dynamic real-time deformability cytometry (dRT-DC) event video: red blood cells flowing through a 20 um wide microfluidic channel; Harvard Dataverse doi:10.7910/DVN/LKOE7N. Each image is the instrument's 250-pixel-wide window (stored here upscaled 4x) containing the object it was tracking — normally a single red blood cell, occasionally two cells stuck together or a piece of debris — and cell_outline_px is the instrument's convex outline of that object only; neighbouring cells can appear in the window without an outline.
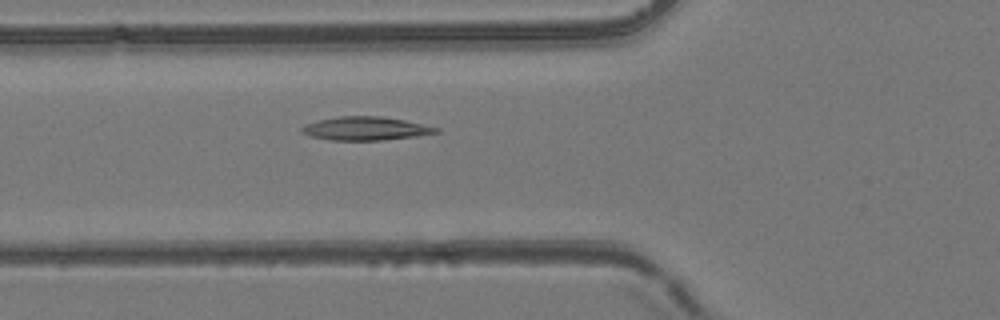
{"species": "common noctule bat (a hibernating species)", "species_latin": "Nyctalus noctula", "temperature_condition": "room temperature", "stored_images_in_passage": 37, "camera_frame_rate_fps": 3000, "um_per_image_px": 0.085, "animal": {"sex": "female", "body_mass_g": 24.6, "forearm_length_mm": 56.2}, "frame": {"image": 1, "passage_image": 3, "time_ms": 0.667, "image_size_px": [1000, 320], "cell_outline_px": [[440, 132], [416, 136], [384, 140], [328, 140], [312, 136], [300, 132], [300, 128], [304, 124], [320, 120], [340, 116], [380, 116], [404, 120], [440, 128]], "centroid_in_image_um": [31.07, 10.92], "position_along_channel_um": 94.7, "area_um2": 18.32}}
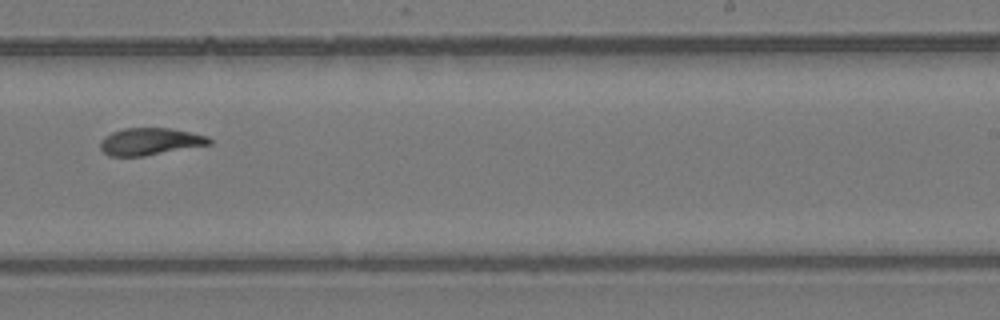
{"frame": {"image": 2, "passage_image": 17, "time_ms": 5.333, "image_size_px": [1000, 320], "cell_outline_px": [[212, 144], [144, 156], [108, 156], [100, 148], [100, 140], [104, 136], [112, 132], [124, 128], [168, 128], [208, 136], [212, 140]], "centroid_in_image_um": [12.73, 12.03], "position_along_channel_um": 276.3, "area_um2": 17.22}}
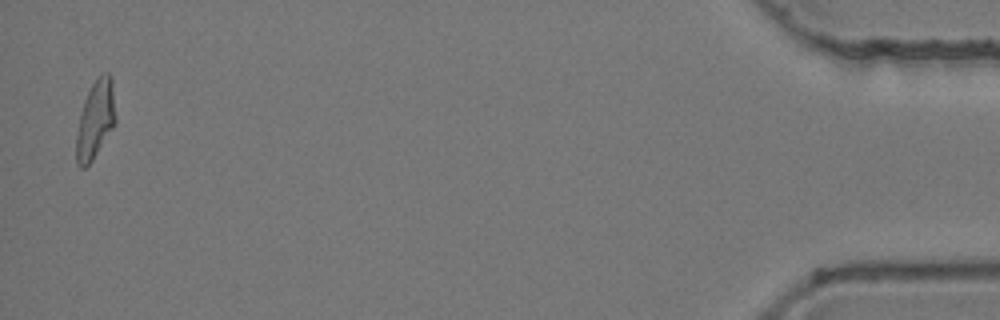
{"frame": {"image": 3, "passage_image": 36, "time_ms": 11.667, "image_size_px": [1000, 320], "cell_outline_px": [[116, 124], [92, 160], [84, 168], [80, 168], [76, 164], [76, 136], [80, 112], [84, 100], [92, 84], [104, 72], [108, 72], [112, 76], [116, 120]], "centroid_in_image_um": [8.11, 10.17], "position_along_channel_um": 427.1, "area_um2": 17.98}, "authors_computed_cell_mechanics": {"area_um2": 17.5134, "velocity_mm_per_s": 3.8849, "shape_relaxation_time_tau1_ms": null, "shape_relaxation_time_tau2_ms": 2.5806, "deformation_change_tau1": null, "deformation_change_tau2": 0.0842}}